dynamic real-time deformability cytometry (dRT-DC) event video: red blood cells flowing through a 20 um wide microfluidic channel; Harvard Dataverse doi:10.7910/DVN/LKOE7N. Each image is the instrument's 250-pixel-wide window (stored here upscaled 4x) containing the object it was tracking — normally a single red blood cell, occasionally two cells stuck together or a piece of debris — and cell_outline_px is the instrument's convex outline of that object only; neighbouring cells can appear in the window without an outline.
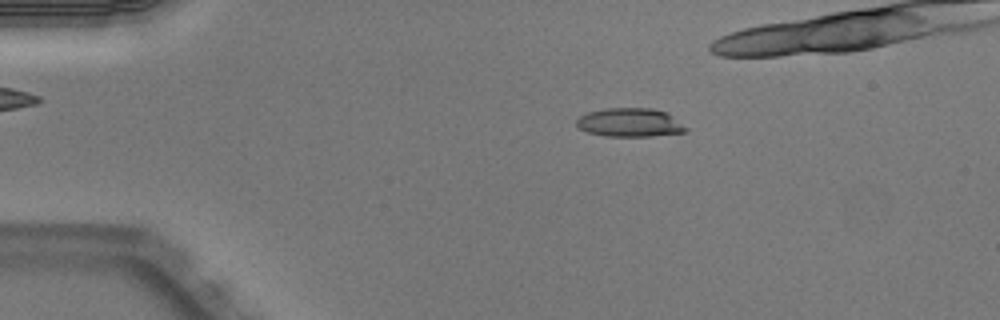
{"species": "Egyptian fruit bat (a non-hibernating species)", "species_latin": "Rousettus aegyptiacus", "temperature_condition": "warm", "stored_images_in_passage": 39, "camera_frame_rate_fps": 3000, "um_per_image_px": 0.085, "animal": {"sex": "male"}, "frame": {"image": 1, "passage_image": 7, "time_ms": 2.0, "image_size_px": [1000, 320], "cell_outline_px": [[688, 132], [652, 136], [604, 136], [588, 132], [580, 128], [576, 124], [576, 120], [580, 116], [588, 112], [604, 108], [652, 108], [668, 112], [688, 128]], "centroid_in_image_um": [53.58, 10.41], "position_along_channel_um": 31.4, "area_um2": 18.44}}
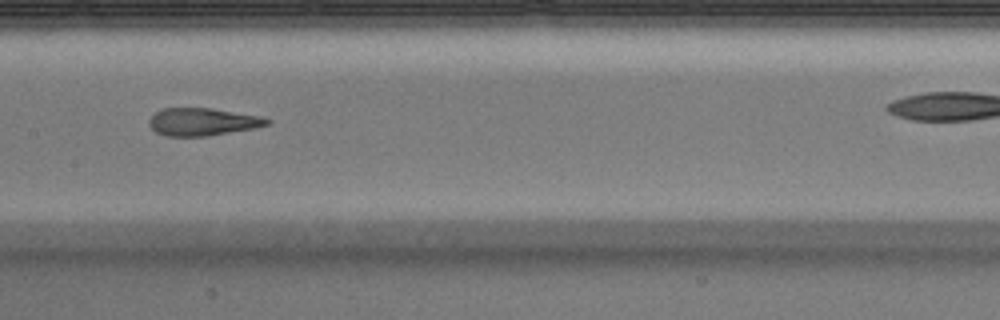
{"frame": {"image": 2, "passage_image": 23, "time_ms": 7.333, "image_size_px": [1000, 320], "cell_outline_px": [[272, 120], [268, 124], [256, 128], [208, 136], [168, 136], [156, 132], [148, 124], [148, 120], [156, 112], [164, 108], [212, 108], [264, 116]], "centroid_in_image_um": [17.27, 10.35], "position_along_channel_um": 190.1, "area_um2": 19.13}}
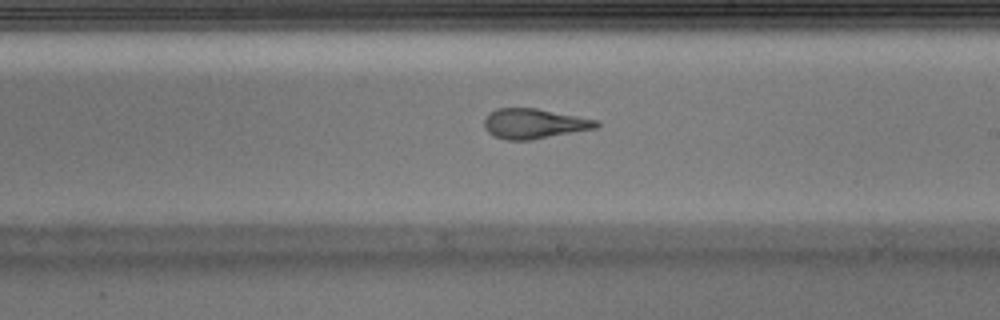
{"frame": {"image": 3, "passage_image": 27, "time_ms": 8.667, "image_size_px": [1000, 320], "cell_outline_px": [[600, 124], [596, 128], [532, 140], [504, 140], [492, 136], [484, 128], [484, 120], [496, 108], [536, 108], [600, 120]], "centroid_in_image_um": [45.41, 10.52], "position_along_channel_um": 243.6, "area_um2": 19.71}}